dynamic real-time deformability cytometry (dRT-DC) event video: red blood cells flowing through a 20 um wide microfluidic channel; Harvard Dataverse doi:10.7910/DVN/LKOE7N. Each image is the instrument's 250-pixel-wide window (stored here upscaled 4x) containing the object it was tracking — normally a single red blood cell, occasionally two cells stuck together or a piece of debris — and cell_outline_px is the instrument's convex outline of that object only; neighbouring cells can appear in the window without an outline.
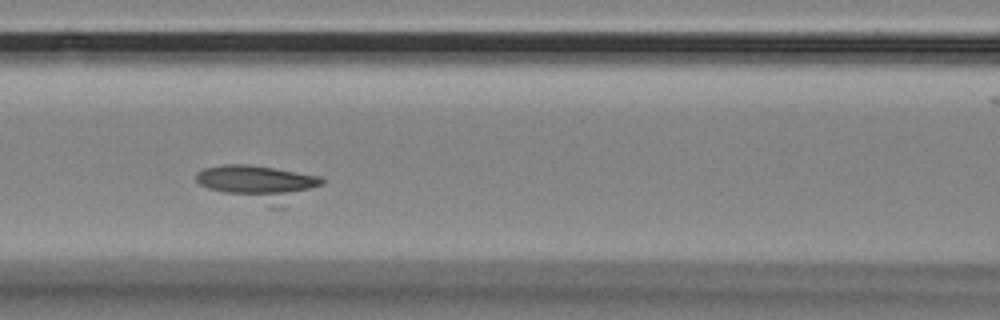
{"species": "Egyptian fruit bat (a non-hibernating species)", "species_latin": "Rousettus aegyptiacus", "temperature_condition": "room temperature", "stored_images_in_passage": 24, "camera_frame_rate_fps": 3000, "um_per_image_px": 0.085, "animal": {"sex": "female"}, "frame": {"image": 1, "passage_image": 11, "time_ms": 3.333, "image_size_px": [1000, 320], "cell_outline_px": [[324, 184], [284, 208], [268, 208], [208, 188], [200, 184], [196, 180], [196, 172], [204, 168], [224, 164], [248, 164], [320, 176], [324, 180]], "centroid_in_image_um": [22.03, 15.62], "position_along_channel_um": 144.6, "area_um2": 26.7}}
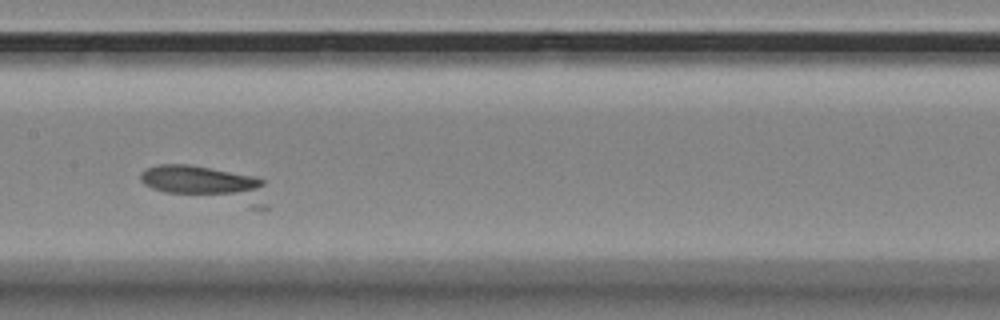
{"frame": {"image": 2, "passage_image": 15, "time_ms": 4.667, "image_size_px": [1000, 320], "cell_outline_px": [[268, 208], [252, 208], [164, 192], [152, 188], [144, 184], [140, 180], [140, 172], [148, 168], [160, 164], [188, 164], [252, 176], [264, 180]], "centroid_in_image_um": [17.6, 15.67], "position_along_channel_um": 189.8, "area_um2": 26.65}}
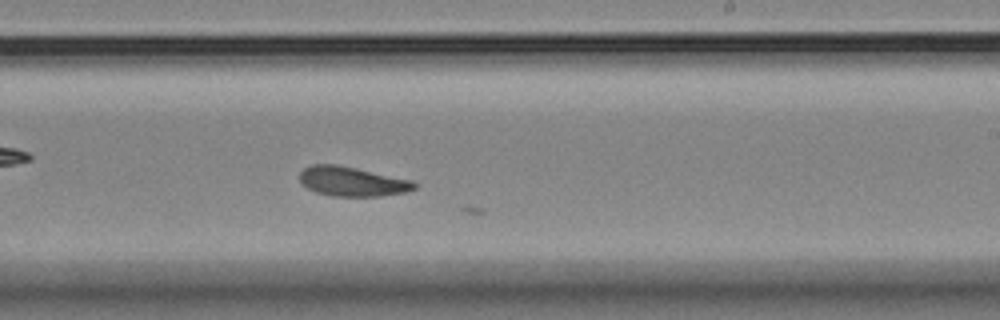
{"frame": {"image": 3, "passage_image": 21, "time_ms": 6.667, "image_size_px": [1000, 320], "cell_outline_px": [[416, 188], [408, 192], [380, 196], [332, 196], [316, 192], [308, 188], [300, 180], [300, 172], [304, 168], [312, 164], [336, 164], [356, 168], [412, 180], [416, 184]], "centroid_in_image_um": [29.95, 15.42], "position_along_channel_um": 259.1, "area_um2": 19.65}}